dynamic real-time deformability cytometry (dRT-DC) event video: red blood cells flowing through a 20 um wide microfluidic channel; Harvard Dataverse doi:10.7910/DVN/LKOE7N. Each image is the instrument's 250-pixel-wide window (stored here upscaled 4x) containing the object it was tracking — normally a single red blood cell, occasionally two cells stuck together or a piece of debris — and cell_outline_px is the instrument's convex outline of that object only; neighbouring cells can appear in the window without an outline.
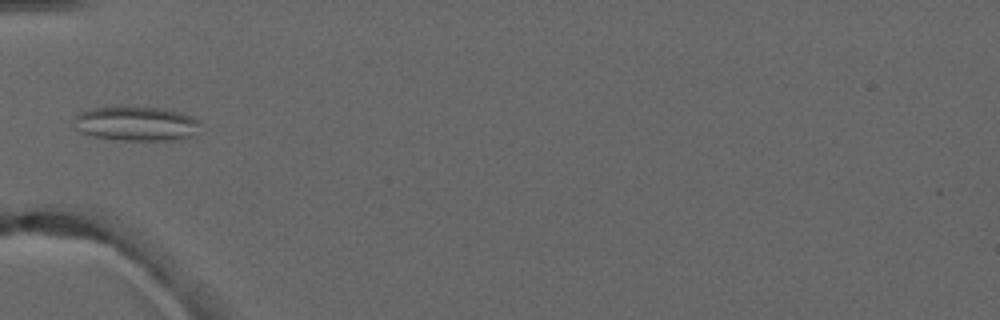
{"species": "common noctule bat (a hibernating species)", "species_latin": "Nyctalus noctula", "temperature_condition": "warm", "stored_images_in_passage": 4, "camera_frame_rate_fps": 3000, "um_per_image_px": 0.085, "animal": {"sex": "male", "forearm_length_mm": 52.5}, "frame": {"image": 1, "passage_image": 4, "time_ms": 3.333, "image_size_px": [1000, 320], "cell_outline_px": [[200, 120], [196, 132], [192, 136], [172, 140], [120, 140], [92, 136], [80, 132], [72, 128], [76, 116], [80, 112], [92, 108], [160, 108], [180, 112], [192, 116]], "centroid_in_image_um": [11.55, 10.53], "position_along_channel_um": 73.4, "area_um2": 25.09}}